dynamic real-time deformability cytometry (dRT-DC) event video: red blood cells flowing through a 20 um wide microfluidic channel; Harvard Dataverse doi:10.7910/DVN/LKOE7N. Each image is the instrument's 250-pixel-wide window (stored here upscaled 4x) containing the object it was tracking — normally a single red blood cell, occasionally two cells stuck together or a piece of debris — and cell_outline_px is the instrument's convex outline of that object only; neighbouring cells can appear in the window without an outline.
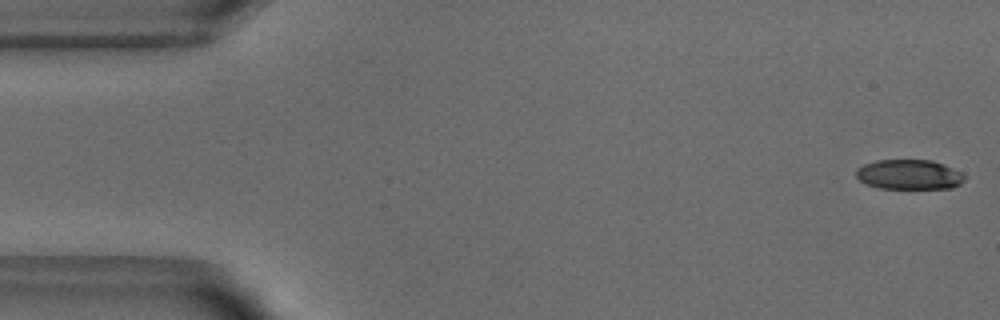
{"species": "common noctule bat (a hibernating species)", "species_latin": "Nyctalus noctula", "temperature_condition": "warm", "stored_images_in_passage": 52, "camera_frame_rate_fps": 3000, "um_per_image_px": 0.085, "animal": {"sex": "male", "body_mass_g": 18.8}, "frame": {"image": 1, "passage_image": 1, "time_ms": 0.0, "image_size_px": [1000, 320], "cell_outline_px": [[964, 180], [960, 184], [952, 188], [880, 188], [868, 184], [860, 180], [856, 176], [856, 168], [864, 164], [876, 160], [932, 160], [952, 168], [960, 172], [964, 176]], "centroid_in_image_um": [77.26, 14.83], "position_along_channel_um": 7.7, "area_um2": 18.67}}
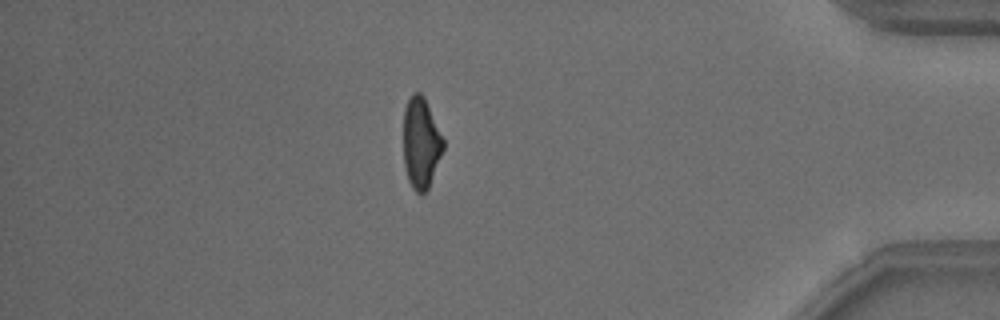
{"frame": {"image": 2, "passage_image": 44, "time_ms": 14.333, "image_size_px": [1000, 320], "cell_outline_px": [[444, 148], [428, 188], [424, 192], [416, 192], [412, 188], [408, 180], [404, 164], [404, 108], [412, 92], [420, 92], [424, 96], [444, 140]], "centroid_in_image_um": [35.78, 12.13], "position_along_channel_um": 399.4, "area_um2": 20.92}}
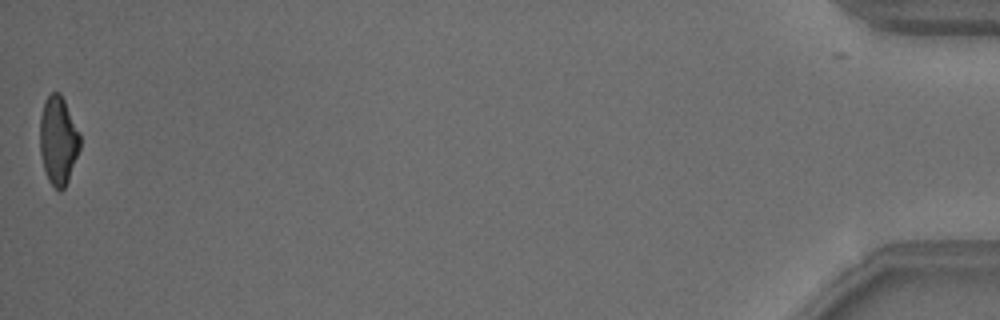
{"frame": {"image": 3, "passage_image": 51, "time_ms": 16.667, "image_size_px": [1000, 320], "cell_outline_px": [[80, 148], [68, 180], [64, 188], [60, 192], [48, 180], [44, 168], [40, 152], [40, 116], [44, 100], [52, 92], [60, 92], [80, 132]], "centroid_in_image_um": [4.95, 11.92], "position_along_channel_um": 430.3, "area_um2": 20.63}, "authors_computed_cell_mechanics": {"area_um2": 21.6172, "velocity_mm_per_s": 3.8802, "shape_relaxation_time_tau1_ms": 5.7249, "shape_relaxation_time_tau2_ms": 2.8047, "deformation_change_tau1": 0.1734, "deformation_change_tau2": 0.108}}